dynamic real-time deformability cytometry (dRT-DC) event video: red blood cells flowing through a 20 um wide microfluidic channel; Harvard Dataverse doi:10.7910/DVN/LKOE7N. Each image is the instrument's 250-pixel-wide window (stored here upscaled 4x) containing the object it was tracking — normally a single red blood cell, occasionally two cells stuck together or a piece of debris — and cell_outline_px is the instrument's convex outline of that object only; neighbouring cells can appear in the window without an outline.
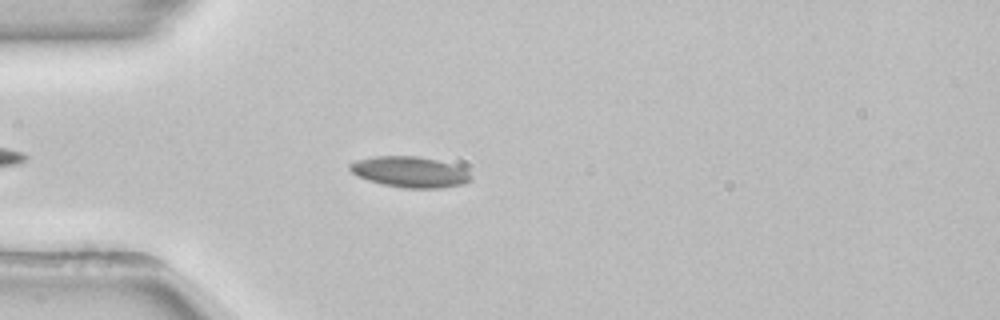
{"species": "common noctule bat (a hibernating species)", "species_latin": "Nyctalus noctula", "temperature_condition": "room temperature", "stored_images_in_passage": 42, "camera_frame_rate_fps": 3000, "um_per_image_px": 0.085, "animal": {"sex": "female", "body_mass_g": 22.7, "forearm_length_mm": 54.2}, "frame": {"image": 1, "passage_image": 7, "time_ms": 2.0, "image_size_px": [1000, 320], "cell_outline_px": [[472, 180], [464, 184], [440, 188], [404, 188], [384, 184], [368, 180], [356, 176], [348, 168], [348, 164], [356, 160], [372, 156], [420, 156], [436, 160], [460, 168], [468, 172], [472, 176]], "centroid_in_image_um": [34.79, 14.62], "position_along_channel_um": 50.2, "area_um2": 21.68}}